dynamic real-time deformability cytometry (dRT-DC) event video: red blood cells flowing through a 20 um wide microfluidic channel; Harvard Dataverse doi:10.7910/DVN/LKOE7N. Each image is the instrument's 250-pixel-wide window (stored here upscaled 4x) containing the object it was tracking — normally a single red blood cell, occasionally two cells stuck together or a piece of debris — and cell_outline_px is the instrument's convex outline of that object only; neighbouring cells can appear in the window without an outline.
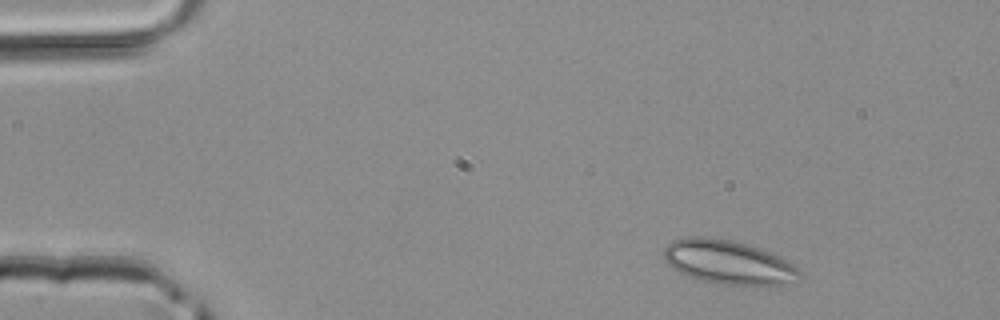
{"species": "common noctule bat (a hibernating species)", "species_latin": "Nyctalus noctula", "temperature_condition": "room temperature", "stored_images_in_passage": 2, "camera_frame_rate_fps": 3000, "um_per_image_px": 0.085, "animal": {"sex": "male", "body_mass_g": 20.4}, "frame": {"image": 1, "passage_image": 1, "time_ms": 0.0, "image_size_px": [1000, 320], "cell_outline_px": [[800, 276], [780, 284], [764, 288], [756, 288], [724, 284], [700, 280], [684, 276], [672, 268], [664, 260], [664, 248], [672, 240], [684, 236], [708, 236], [732, 240], [760, 248], [780, 256], [788, 260], [800, 272]], "centroid_in_image_um": [61.86, 22.3], "position_along_channel_um": 23.1, "area_um2": 35.49}}